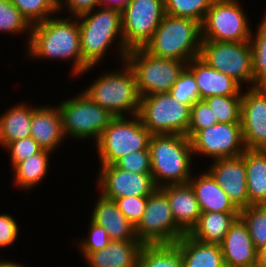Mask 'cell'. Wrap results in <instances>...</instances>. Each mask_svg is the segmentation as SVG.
Segmentation results:
<instances>
[{"mask_svg":"<svg viewBox=\"0 0 266 267\" xmlns=\"http://www.w3.org/2000/svg\"><path fill=\"white\" fill-rule=\"evenodd\" d=\"M57 15L32 25L26 52L34 60H71V74L79 77L94 68L89 67L81 56L78 19Z\"/></svg>","mask_w":266,"mask_h":267,"instance_id":"1","label":"cell"},{"mask_svg":"<svg viewBox=\"0 0 266 267\" xmlns=\"http://www.w3.org/2000/svg\"><path fill=\"white\" fill-rule=\"evenodd\" d=\"M80 30V47L83 61L89 67H97L107 56L112 44L118 48L119 61H125L128 50L122 34L121 10L99 6L77 16ZM117 40V42H116ZM122 60V61H121Z\"/></svg>","mask_w":266,"mask_h":267,"instance_id":"2","label":"cell"},{"mask_svg":"<svg viewBox=\"0 0 266 267\" xmlns=\"http://www.w3.org/2000/svg\"><path fill=\"white\" fill-rule=\"evenodd\" d=\"M148 149L151 175L157 188L189 182L194 155L191 141L186 135H151Z\"/></svg>","mask_w":266,"mask_h":267,"instance_id":"3","label":"cell"},{"mask_svg":"<svg viewBox=\"0 0 266 267\" xmlns=\"http://www.w3.org/2000/svg\"><path fill=\"white\" fill-rule=\"evenodd\" d=\"M202 44L201 23L186 17L166 15L144 49L155 57L186 63L198 57Z\"/></svg>","mask_w":266,"mask_h":267,"instance_id":"4","label":"cell"},{"mask_svg":"<svg viewBox=\"0 0 266 267\" xmlns=\"http://www.w3.org/2000/svg\"><path fill=\"white\" fill-rule=\"evenodd\" d=\"M121 69L105 71L83 90L96 104L115 117L139 114L141 96L135 74L124 61Z\"/></svg>","mask_w":266,"mask_h":267,"instance_id":"5","label":"cell"},{"mask_svg":"<svg viewBox=\"0 0 266 267\" xmlns=\"http://www.w3.org/2000/svg\"><path fill=\"white\" fill-rule=\"evenodd\" d=\"M151 135L138 115L114 117L95 143L98 162L115 164L128 153L149 150Z\"/></svg>","mask_w":266,"mask_h":267,"instance_id":"6","label":"cell"},{"mask_svg":"<svg viewBox=\"0 0 266 267\" xmlns=\"http://www.w3.org/2000/svg\"><path fill=\"white\" fill-rule=\"evenodd\" d=\"M61 114L64 136L73 140H94L96 143L104 129L115 117L83 91L57 104Z\"/></svg>","mask_w":266,"mask_h":267,"instance_id":"7","label":"cell"},{"mask_svg":"<svg viewBox=\"0 0 266 267\" xmlns=\"http://www.w3.org/2000/svg\"><path fill=\"white\" fill-rule=\"evenodd\" d=\"M125 62L135 74L141 97L168 93L187 67L184 61L155 57L144 48L129 50Z\"/></svg>","mask_w":266,"mask_h":267,"instance_id":"8","label":"cell"},{"mask_svg":"<svg viewBox=\"0 0 266 267\" xmlns=\"http://www.w3.org/2000/svg\"><path fill=\"white\" fill-rule=\"evenodd\" d=\"M190 114L191 106L179 102L168 92L141 97L138 116L152 135H186Z\"/></svg>","mask_w":266,"mask_h":267,"instance_id":"9","label":"cell"},{"mask_svg":"<svg viewBox=\"0 0 266 267\" xmlns=\"http://www.w3.org/2000/svg\"><path fill=\"white\" fill-rule=\"evenodd\" d=\"M199 57L211 68L230 76L240 85L254 87L250 41L218 42L202 40ZM247 83V84H246Z\"/></svg>","mask_w":266,"mask_h":267,"instance_id":"10","label":"cell"},{"mask_svg":"<svg viewBox=\"0 0 266 267\" xmlns=\"http://www.w3.org/2000/svg\"><path fill=\"white\" fill-rule=\"evenodd\" d=\"M240 0H214L201 24L202 40L250 41L251 22Z\"/></svg>","mask_w":266,"mask_h":267,"instance_id":"11","label":"cell"},{"mask_svg":"<svg viewBox=\"0 0 266 267\" xmlns=\"http://www.w3.org/2000/svg\"><path fill=\"white\" fill-rule=\"evenodd\" d=\"M135 230L143 245L174 244L186 234L175 223L167 195L160 188L148 196L144 214Z\"/></svg>","mask_w":266,"mask_h":267,"instance_id":"12","label":"cell"},{"mask_svg":"<svg viewBox=\"0 0 266 267\" xmlns=\"http://www.w3.org/2000/svg\"><path fill=\"white\" fill-rule=\"evenodd\" d=\"M164 16V0H129L121 9L125 48H144Z\"/></svg>","mask_w":266,"mask_h":267,"instance_id":"13","label":"cell"},{"mask_svg":"<svg viewBox=\"0 0 266 267\" xmlns=\"http://www.w3.org/2000/svg\"><path fill=\"white\" fill-rule=\"evenodd\" d=\"M190 141L194 156L211 160L237 157L245 151L241 123H216L199 130Z\"/></svg>","mask_w":266,"mask_h":267,"instance_id":"14","label":"cell"},{"mask_svg":"<svg viewBox=\"0 0 266 267\" xmlns=\"http://www.w3.org/2000/svg\"><path fill=\"white\" fill-rule=\"evenodd\" d=\"M100 166L95 180L100 194L107 199L149 196L157 188L151 173L125 171L115 164Z\"/></svg>","mask_w":266,"mask_h":267,"instance_id":"15","label":"cell"},{"mask_svg":"<svg viewBox=\"0 0 266 267\" xmlns=\"http://www.w3.org/2000/svg\"><path fill=\"white\" fill-rule=\"evenodd\" d=\"M241 127L245 149L266 148V87L242 92Z\"/></svg>","mask_w":266,"mask_h":267,"instance_id":"16","label":"cell"},{"mask_svg":"<svg viewBox=\"0 0 266 267\" xmlns=\"http://www.w3.org/2000/svg\"><path fill=\"white\" fill-rule=\"evenodd\" d=\"M206 169L239 209L249 206L244 152L237 157L212 160Z\"/></svg>","mask_w":266,"mask_h":267,"instance_id":"17","label":"cell"},{"mask_svg":"<svg viewBox=\"0 0 266 267\" xmlns=\"http://www.w3.org/2000/svg\"><path fill=\"white\" fill-rule=\"evenodd\" d=\"M225 267H254L257 263V249L248 228L238 217L219 244Z\"/></svg>","mask_w":266,"mask_h":267,"instance_id":"18","label":"cell"},{"mask_svg":"<svg viewBox=\"0 0 266 267\" xmlns=\"http://www.w3.org/2000/svg\"><path fill=\"white\" fill-rule=\"evenodd\" d=\"M186 68L194 75L200 100L209 96H242L244 88L237 81L211 68L199 56L188 62Z\"/></svg>","mask_w":266,"mask_h":267,"instance_id":"19","label":"cell"},{"mask_svg":"<svg viewBox=\"0 0 266 267\" xmlns=\"http://www.w3.org/2000/svg\"><path fill=\"white\" fill-rule=\"evenodd\" d=\"M30 136L45 150L55 152L65 139L58 106H33Z\"/></svg>","mask_w":266,"mask_h":267,"instance_id":"20","label":"cell"},{"mask_svg":"<svg viewBox=\"0 0 266 267\" xmlns=\"http://www.w3.org/2000/svg\"><path fill=\"white\" fill-rule=\"evenodd\" d=\"M98 195L90 219L107 231L111 241L138 240L135 225L122 214L115 200Z\"/></svg>","mask_w":266,"mask_h":267,"instance_id":"21","label":"cell"},{"mask_svg":"<svg viewBox=\"0 0 266 267\" xmlns=\"http://www.w3.org/2000/svg\"><path fill=\"white\" fill-rule=\"evenodd\" d=\"M160 189L167 195L175 223L187 234L198 223L201 211L189 183L166 185Z\"/></svg>","mask_w":266,"mask_h":267,"instance_id":"22","label":"cell"},{"mask_svg":"<svg viewBox=\"0 0 266 267\" xmlns=\"http://www.w3.org/2000/svg\"><path fill=\"white\" fill-rule=\"evenodd\" d=\"M142 246L139 240H113L104 249L80 254L88 267H136Z\"/></svg>","mask_w":266,"mask_h":267,"instance_id":"23","label":"cell"},{"mask_svg":"<svg viewBox=\"0 0 266 267\" xmlns=\"http://www.w3.org/2000/svg\"><path fill=\"white\" fill-rule=\"evenodd\" d=\"M193 174L189 184L193 188L201 212H240L229 196L206 170ZM196 175V176H194Z\"/></svg>","mask_w":266,"mask_h":267,"instance_id":"24","label":"cell"},{"mask_svg":"<svg viewBox=\"0 0 266 267\" xmlns=\"http://www.w3.org/2000/svg\"><path fill=\"white\" fill-rule=\"evenodd\" d=\"M174 244L185 267H225L219 244L200 242L188 233Z\"/></svg>","mask_w":266,"mask_h":267,"instance_id":"25","label":"cell"},{"mask_svg":"<svg viewBox=\"0 0 266 267\" xmlns=\"http://www.w3.org/2000/svg\"><path fill=\"white\" fill-rule=\"evenodd\" d=\"M247 193L250 205H266V152L245 149Z\"/></svg>","mask_w":266,"mask_h":267,"instance_id":"26","label":"cell"},{"mask_svg":"<svg viewBox=\"0 0 266 267\" xmlns=\"http://www.w3.org/2000/svg\"><path fill=\"white\" fill-rule=\"evenodd\" d=\"M32 112L33 107L21 101L0 115V147L30 137Z\"/></svg>","mask_w":266,"mask_h":267,"instance_id":"27","label":"cell"},{"mask_svg":"<svg viewBox=\"0 0 266 267\" xmlns=\"http://www.w3.org/2000/svg\"><path fill=\"white\" fill-rule=\"evenodd\" d=\"M240 212H201L198 223L188 233L192 238L220 244Z\"/></svg>","mask_w":266,"mask_h":267,"instance_id":"28","label":"cell"},{"mask_svg":"<svg viewBox=\"0 0 266 267\" xmlns=\"http://www.w3.org/2000/svg\"><path fill=\"white\" fill-rule=\"evenodd\" d=\"M50 154H52L51 151L43 149L11 168L13 183L20 188L18 190H24L30 194L29 191L33 190V187L43 182L51 166L49 164Z\"/></svg>","mask_w":266,"mask_h":267,"instance_id":"29","label":"cell"},{"mask_svg":"<svg viewBox=\"0 0 266 267\" xmlns=\"http://www.w3.org/2000/svg\"><path fill=\"white\" fill-rule=\"evenodd\" d=\"M136 267H185L175 244L143 245Z\"/></svg>","mask_w":266,"mask_h":267,"instance_id":"30","label":"cell"},{"mask_svg":"<svg viewBox=\"0 0 266 267\" xmlns=\"http://www.w3.org/2000/svg\"><path fill=\"white\" fill-rule=\"evenodd\" d=\"M254 34L250 37L254 87H266V12Z\"/></svg>","mask_w":266,"mask_h":267,"instance_id":"31","label":"cell"},{"mask_svg":"<svg viewBox=\"0 0 266 267\" xmlns=\"http://www.w3.org/2000/svg\"><path fill=\"white\" fill-rule=\"evenodd\" d=\"M239 217L246 224L255 248L258 250L266 246V205H250L243 208Z\"/></svg>","mask_w":266,"mask_h":267,"instance_id":"32","label":"cell"},{"mask_svg":"<svg viewBox=\"0 0 266 267\" xmlns=\"http://www.w3.org/2000/svg\"><path fill=\"white\" fill-rule=\"evenodd\" d=\"M204 101L218 123H241L242 96H209Z\"/></svg>","mask_w":266,"mask_h":267,"instance_id":"33","label":"cell"},{"mask_svg":"<svg viewBox=\"0 0 266 267\" xmlns=\"http://www.w3.org/2000/svg\"><path fill=\"white\" fill-rule=\"evenodd\" d=\"M26 20L34 25L58 13V0H10Z\"/></svg>","mask_w":266,"mask_h":267,"instance_id":"34","label":"cell"},{"mask_svg":"<svg viewBox=\"0 0 266 267\" xmlns=\"http://www.w3.org/2000/svg\"><path fill=\"white\" fill-rule=\"evenodd\" d=\"M214 0H164L165 14L194 19L202 24Z\"/></svg>","mask_w":266,"mask_h":267,"instance_id":"35","label":"cell"},{"mask_svg":"<svg viewBox=\"0 0 266 267\" xmlns=\"http://www.w3.org/2000/svg\"><path fill=\"white\" fill-rule=\"evenodd\" d=\"M32 25L20 13V11L10 2V0H0V33L22 34L26 33L29 43ZM29 31V32H28Z\"/></svg>","mask_w":266,"mask_h":267,"instance_id":"36","label":"cell"},{"mask_svg":"<svg viewBox=\"0 0 266 267\" xmlns=\"http://www.w3.org/2000/svg\"><path fill=\"white\" fill-rule=\"evenodd\" d=\"M169 93L179 102L189 106L200 100L199 89L194 75L187 68L180 74Z\"/></svg>","mask_w":266,"mask_h":267,"instance_id":"37","label":"cell"},{"mask_svg":"<svg viewBox=\"0 0 266 267\" xmlns=\"http://www.w3.org/2000/svg\"><path fill=\"white\" fill-rule=\"evenodd\" d=\"M218 123L211 108L204 100L196 101L191 106L189 128L186 136L191 139L199 130L209 128Z\"/></svg>","mask_w":266,"mask_h":267,"instance_id":"38","label":"cell"},{"mask_svg":"<svg viewBox=\"0 0 266 267\" xmlns=\"http://www.w3.org/2000/svg\"><path fill=\"white\" fill-rule=\"evenodd\" d=\"M4 149L10 154V165L12 168L17 163L25 161L30 156L43 150L31 136L10 142Z\"/></svg>","mask_w":266,"mask_h":267,"instance_id":"39","label":"cell"},{"mask_svg":"<svg viewBox=\"0 0 266 267\" xmlns=\"http://www.w3.org/2000/svg\"><path fill=\"white\" fill-rule=\"evenodd\" d=\"M88 234L85 239L77 241L79 252H94L104 249L109 243L110 238L107 231L90 219Z\"/></svg>","mask_w":266,"mask_h":267,"instance_id":"40","label":"cell"},{"mask_svg":"<svg viewBox=\"0 0 266 267\" xmlns=\"http://www.w3.org/2000/svg\"><path fill=\"white\" fill-rule=\"evenodd\" d=\"M148 196H129L115 199L118 209L133 224L137 225L145 211Z\"/></svg>","mask_w":266,"mask_h":267,"instance_id":"41","label":"cell"},{"mask_svg":"<svg viewBox=\"0 0 266 267\" xmlns=\"http://www.w3.org/2000/svg\"><path fill=\"white\" fill-rule=\"evenodd\" d=\"M115 165L125 171L135 173H151V162L149 150L128 153L121 157Z\"/></svg>","mask_w":266,"mask_h":267,"instance_id":"42","label":"cell"},{"mask_svg":"<svg viewBox=\"0 0 266 267\" xmlns=\"http://www.w3.org/2000/svg\"><path fill=\"white\" fill-rule=\"evenodd\" d=\"M10 214H0V248L12 246L19 235V224Z\"/></svg>","mask_w":266,"mask_h":267,"instance_id":"43","label":"cell"},{"mask_svg":"<svg viewBox=\"0 0 266 267\" xmlns=\"http://www.w3.org/2000/svg\"><path fill=\"white\" fill-rule=\"evenodd\" d=\"M101 6V0H58V13L63 12L64 7L70 15L77 17L85 12Z\"/></svg>","mask_w":266,"mask_h":267,"instance_id":"44","label":"cell"},{"mask_svg":"<svg viewBox=\"0 0 266 267\" xmlns=\"http://www.w3.org/2000/svg\"><path fill=\"white\" fill-rule=\"evenodd\" d=\"M128 2L129 0H101V6L115 7L121 10Z\"/></svg>","mask_w":266,"mask_h":267,"instance_id":"45","label":"cell"},{"mask_svg":"<svg viewBox=\"0 0 266 267\" xmlns=\"http://www.w3.org/2000/svg\"><path fill=\"white\" fill-rule=\"evenodd\" d=\"M257 265L266 267V246L257 250Z\"/></svg>","mask_w":266,"mask_h":267,"instance_id":"46","label":"cell"},{"mask_svg":"<svg viewBox=\"0 0 266 267\" xmlns=\"http://www.w3.org/2000/svg\"><path fill=\"white\" fill-rule=\"evenodd\" d=\"M0 267H25L23 264H20V262L16 263L14 261L4 260L0 258Z\"/></svg>","mask_w":266,"mask_h":267,"instance_id":"47","label":"cell"}]
</instances>
